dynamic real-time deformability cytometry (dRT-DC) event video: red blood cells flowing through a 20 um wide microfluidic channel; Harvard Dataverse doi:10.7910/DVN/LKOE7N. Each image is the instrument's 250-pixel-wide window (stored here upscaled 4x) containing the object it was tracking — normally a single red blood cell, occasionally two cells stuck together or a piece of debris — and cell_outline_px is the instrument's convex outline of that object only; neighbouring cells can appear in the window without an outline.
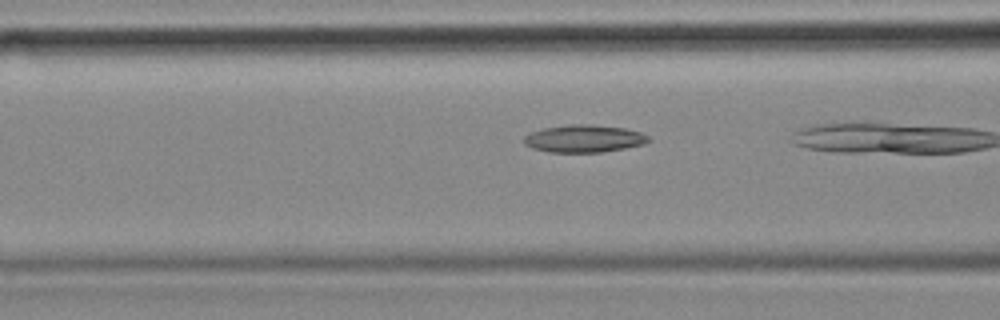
{"species": "common noctule bat (a hibernating species)", "species_latin": "Nyctalus noctula", "temperature_condition": "cold", "stored_images_in_passage": 19, "camera_frame_rate_fps": 3000, "um_per_image_px": 0.085, "animal": {"sex": "female", "body_mass_g": 18.4}, "frame": {"image": 1, "passage_image": 16, "time_ms": 5.0, "image_size_px": [1000, 320], "cell_outline_px": [[652, 140], [644, 144], [624, 148], [600, 152], [548, 152], [532, 148], [524, 144], [524, 136], [528, 132], [544, 128], [568, 124], [592, 124], [624, 128], [640, 132], [648, 136]], "centroid_in_image_um": [49.62, 11.77], "position_along_channel_um": 117.0, "area_um2": 20.06}}